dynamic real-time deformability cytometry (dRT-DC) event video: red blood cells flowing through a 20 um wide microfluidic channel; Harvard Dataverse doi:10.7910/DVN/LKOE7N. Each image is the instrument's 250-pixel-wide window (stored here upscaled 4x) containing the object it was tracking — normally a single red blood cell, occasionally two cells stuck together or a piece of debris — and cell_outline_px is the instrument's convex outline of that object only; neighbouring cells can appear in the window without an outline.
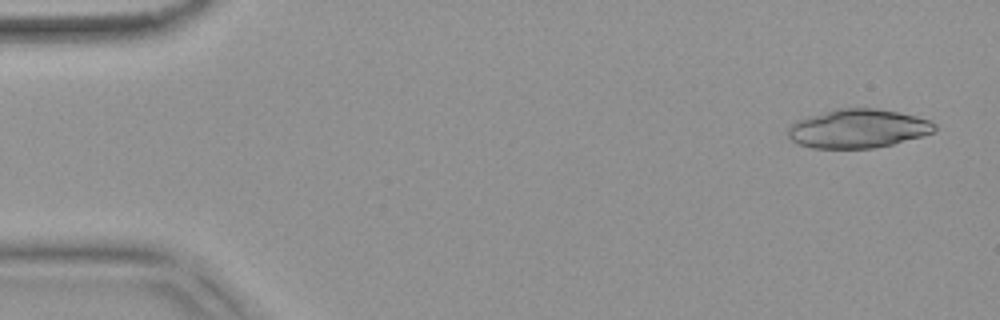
{"species": "common noctule bat (a hibernating species)", "species_latin": "Nyctalus noctula", "temperature_condition": "warm", "stored_images_in_passage": 53, "camera_frame_rate_fps": 3000, "um_per_image_px": 0.085, "animal": {"sex": "female", "body_mass_g": 18.4}, "frame": {"image": 1, "passage_image": 3, "time_ms": 0.667, "image_size_px": [1000, 320], "cell_outline_px": [[936, 128], [932, 132], [920, 136], [892, 144], [872, 148], [812, 148], [800, 144], [792, 140], [788, 136], [788, 128], [796, 120], [828, 112], [848, 108], [872, 108], [896, 112], [916, 116], [928, 120], [936, 124]], "centroid_in_image_um": [72.93, 10.94], "position_along_channel_um": 12.1, "area_um2": 32.37}}
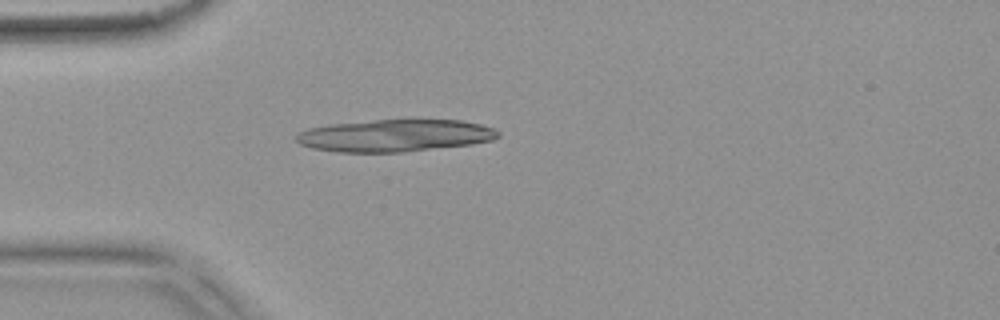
{"frame": {"image": 2, "passage_image": 15, "time_ms": 4.667, "image_size_px": [1000, 320], "cell_outline_px": [[500, 136], [492, 140], [472, 144], [404, 152], [340, 152], [312, 148], [300, 144], [296, 140], [296, 136], [300, 132], [308, 128], [332, 124], [376, 120], [460, 120], [480, 124], [492, 128], [500, 132]], "centroid_in_image_um": [33.58, 11.53], "position_along_channel_um": 51.4, "area_um2": 37.69}}